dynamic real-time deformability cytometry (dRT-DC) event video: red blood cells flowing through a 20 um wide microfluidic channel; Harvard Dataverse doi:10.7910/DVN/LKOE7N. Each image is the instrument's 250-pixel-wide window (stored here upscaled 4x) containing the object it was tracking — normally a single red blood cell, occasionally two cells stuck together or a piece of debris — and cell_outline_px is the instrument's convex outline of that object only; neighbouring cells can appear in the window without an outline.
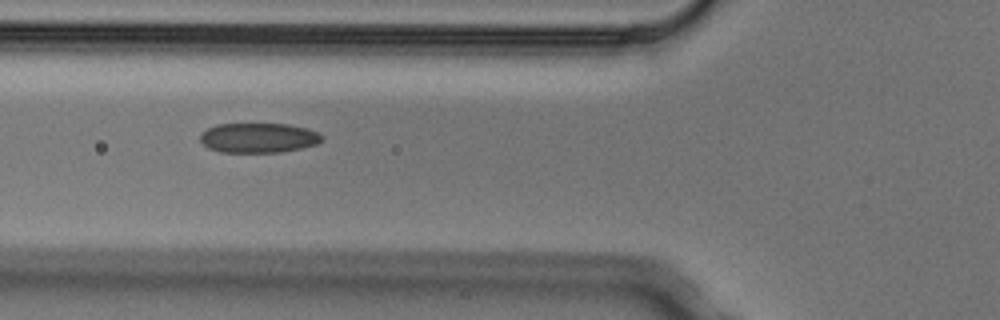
{"species": "Egyptian fruit bat (a non-hibernating species)", "species_latin": "Rousettus aegyptiacus", "temperature_condition": "cold", "stored_images_in_passage": 7, "camera_frame_rate_fps": 3000, "um_per_image_px": 0.085, "animal": {"sex": "male"}, "frame": {"image": 1, "passage_image": 5, "time_ms": 1.333, "image_size_px": [1000, 320], "cell_outline_px": [[324, 140], [316, 144], [300, 148], [280, 152], [220, 152], [208, 148], [200, 140], [200, 136], [208, 128], [216, 124], [288, 124], [308, 128], [320, 132], [324, 136]], "centroid_in_image_um": [22.02, 11.71], "position_along_channel_um": 103.8, "area_um2": 21.21}}
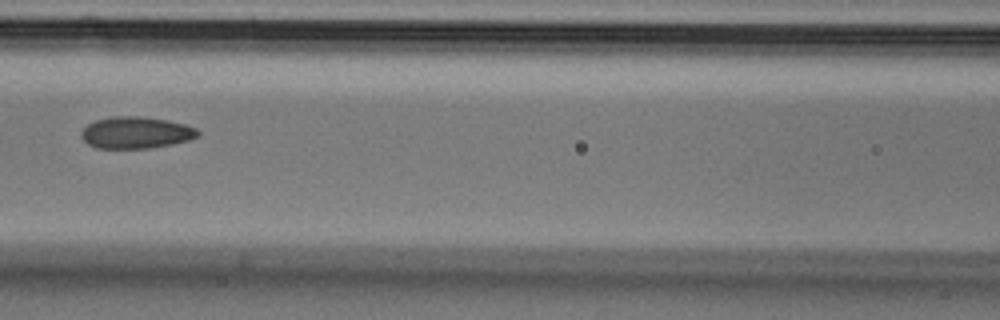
{"frame": {"image": 2, "passage_image": 6, "time_ms": 1.667, "image_size_px": [1000, 320], "cell_outline_px": [[200, 136], [188, 140], [172, 144], [152, 148], [96, 148], [88, 144], [80, 136], [80, 132], [88, 124], [96, 120], [112, 116], [140, 116], [168, 120], [184, 124], [196, 128], [200, 132]], "centroid_in_image_um": [11.56, 11.27], "position_along_channel_um": 155.0, "area_um2": 21.68}}
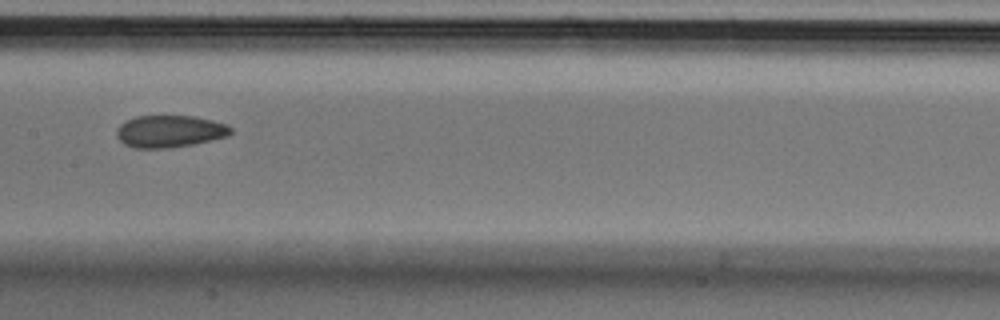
{"frame": {"image": 3, "passage_image": 7, "time_ms": 2.0, "image_size_px": [1000, 320], "cell_outline_px": [[232, 132], [228, 136], [192, 144], [168, 148], [132, 148], [124, 144], [116, 136], [116, 132], [120, 124], [136, 116], [192, 116], [212, 120], [228, 124], [232, 128]], "centroid_in_image_um": [14.42, 11.16], "position_along_channel_um": 193.0, "area_um2": 21.33}}